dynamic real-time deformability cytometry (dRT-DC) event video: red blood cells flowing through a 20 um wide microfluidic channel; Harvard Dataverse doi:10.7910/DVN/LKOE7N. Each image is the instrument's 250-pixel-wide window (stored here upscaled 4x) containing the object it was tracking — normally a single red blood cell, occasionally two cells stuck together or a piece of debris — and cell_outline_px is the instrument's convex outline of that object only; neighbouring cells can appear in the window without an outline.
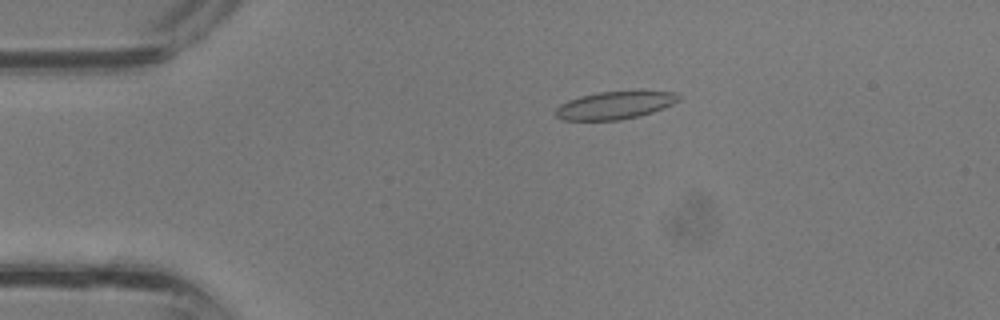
{"species": "common noctule bat (a hibernating species)", "species_latin": "Nyctalus noctula", "temperature_condition": "room temperature", "stored_images_in_passage": 38, "camera_frame_rate_fps": 3000, "um_per_image_px": 0.085, "animal": {"sex": "male", "body_mass_g": 13.3}, "frame": {"image": 1, "passage_image": 8, "time_ms": 2.333, "image_size_px": [1000, 320], "cell_outline_px": [[680, 100], [664, 108], [640, 116], [620, 120], [560, 120], [556, 116], [556, 108], [560, 104], [568, 100], [580, 96], [600, 92], [640, 88], [676, 92], [680, 96]], "centroid_in_image_um": [52.35, 8.9], "position_along_channel_um": 32.7, "area_um2": 20.75}}
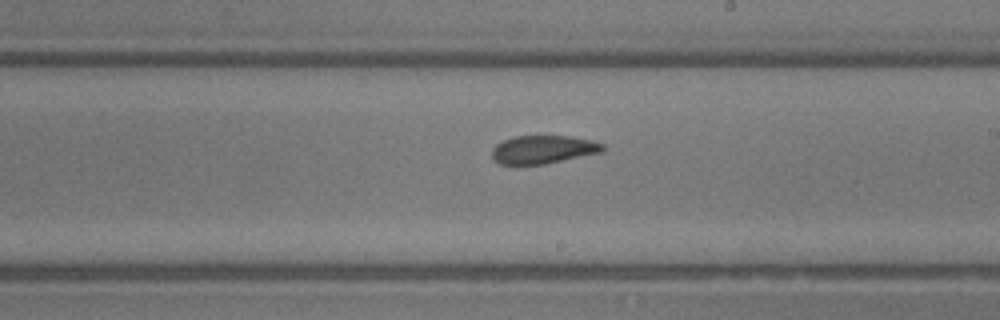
{"frame": {"image": 2, "passage_image": 22, "time_ms": 7.0, "image_size_px": [1000, 320], "cell_outline_px": [[604, 152], [544, 164], [500, 164], [492, 156], [492, 148], [496, 144], [504, 140], [516, 136], [568, 136], [592, 140], [604, 144]], "centroid_in_image_um": [46.2, 12.7], "position_along_channel_um": 242.8, "area_um2": 18.15}}
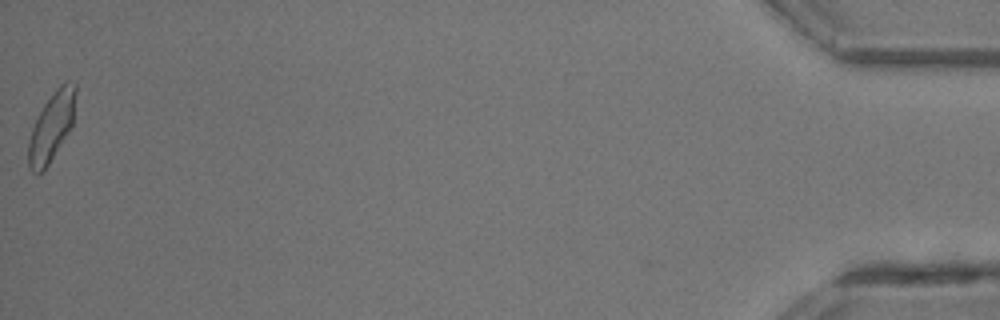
{"frame": {"image": 3, "passage_image": 38, "time_ms": 12.333, "image_size_px": [1000, 320], "cell_outline_px": [[76, 92], [72, 128], [44, 172], [36, 176], [28, 168], [28, 140], [32, 128], [44, 104], [56, 88], [64, 80], [76, 80]], "centroid_in_image_um": [4.4, 10.79], "position_along_channel_um": 430.8, "area_um2": 19.48}}